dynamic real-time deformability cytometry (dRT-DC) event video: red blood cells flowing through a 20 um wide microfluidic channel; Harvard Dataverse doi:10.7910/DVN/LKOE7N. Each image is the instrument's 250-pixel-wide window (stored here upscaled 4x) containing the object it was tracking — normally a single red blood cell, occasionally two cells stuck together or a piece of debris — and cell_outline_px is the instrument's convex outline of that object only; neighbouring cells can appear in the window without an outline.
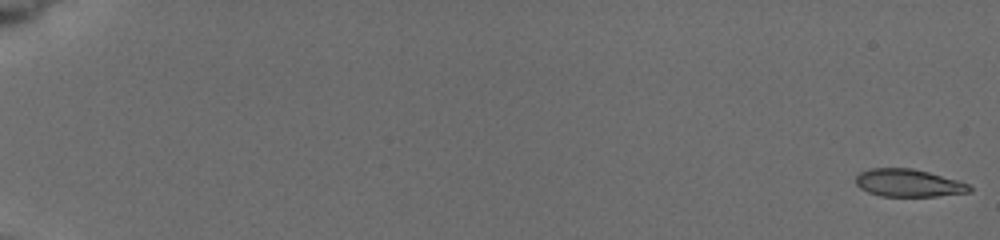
{"species": "common noctule bat (a hibernating species)", "species_latin": "Nyctalus noctula", "temperature_condition": "cold", "stored_images_in_passage": 12, "camera_frame_rate_fps": 3000, "um_per_image_px": 0.085, "animal": {"sex": "female", "body_mass_g": 19.5, "forearm_length_mm": 54.1}, "frame": {"image": 1, "passage_image": 1, "time_ms": 0.0, "image_size_px": [1000, 240], "cell_outline_px": [[972, 192], [936, 196], [880, 196], [868, 192], [860, 188], [856, 184], [856, 176], [860, 172], [872, 168], [912, 168], [928, 172], [956, 180], [968, 184], [972, 188]], "centroid_in_image_um": [77.21, 15.56], "position_along_channel_um": 7.8, "area_um2": 18.21}}
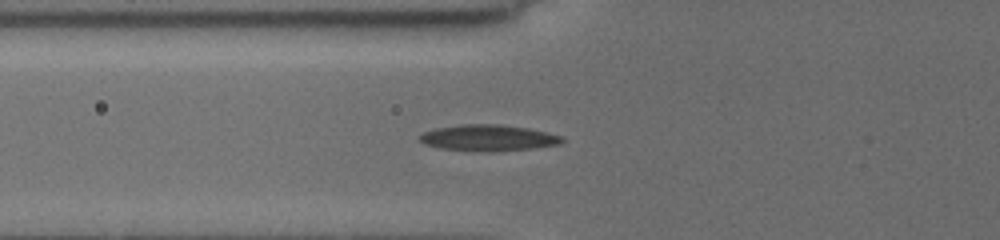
{"frame": {"image": 2, "passage_image": 9, "time_ms": 7.333, "image_size_px": [1000, 240], "cell_outline_px": [[564, 140], [560, 144], [532, 148], [492, 152], [480, 152], [440, 148], [424, 144], [416, 140], [416, 136], [424, 132], [436, 128], [464, 124], [500, 124], [528, 128], [560, 136]], "centroid_in_image_um": [41.42, 11.72], "position_along_channel_um": 84.4, "area_um2": 21.85}}
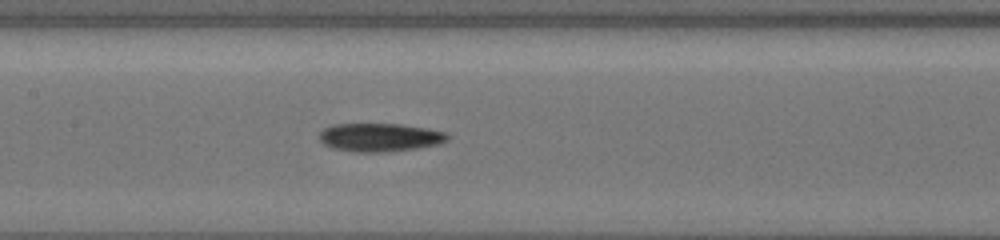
{"frame": {"image": 3, "passage_image": 12, "time_ms": 9.667, "image_size_px": [1000, 240], "cell_outline_px": [[448, 140], [440, 144], [392, 152], [352, 152], [332, 148], [324, 144], [320, 140], [320, 132], [324, 128], [336, 124], [400, 124], [428, 128], [444, 132], [448, 136]], "centroid_in_image_um": [32.29, 11.68], "position_along_channel_um": 175.1, "area_um2": 21.27}}